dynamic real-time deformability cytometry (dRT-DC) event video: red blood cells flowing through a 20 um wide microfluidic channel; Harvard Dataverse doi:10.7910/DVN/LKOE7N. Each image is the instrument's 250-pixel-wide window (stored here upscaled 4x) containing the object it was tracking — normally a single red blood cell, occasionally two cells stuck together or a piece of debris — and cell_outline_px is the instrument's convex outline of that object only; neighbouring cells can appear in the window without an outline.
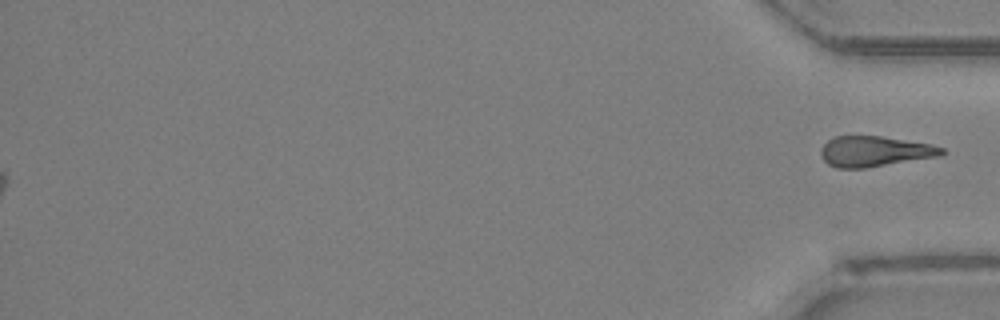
{"species": "Egyptian fruit bat (a non-hibernating species)", "species_latin": "Rousettus aegyptiacus", "temperature_condition": "room temperature", "stored_images_in_passage": 44, "segment_of_instrument_passage": [2, 2], "camera_frame_rate_fps": 3000, "um_per_image_px": 0.085, "animal": {"sex": "female"}, "frame": {"image": 1, "passage_image": 44, "time_ms": 14.333, "image_size_px": [1000, 320], "cell_outline_px": [[944, 152], [940, 156], [864, 168], [836, 168], [828, 164], [820, 156], [820, 148], [828, 140], [836, 136], [880, 136], [932, 144], [944, 148]], "centroid_in_image_um": [74.32, 12.87], "position_along_channel_um": 360.9, "area_um2": 21.44}}